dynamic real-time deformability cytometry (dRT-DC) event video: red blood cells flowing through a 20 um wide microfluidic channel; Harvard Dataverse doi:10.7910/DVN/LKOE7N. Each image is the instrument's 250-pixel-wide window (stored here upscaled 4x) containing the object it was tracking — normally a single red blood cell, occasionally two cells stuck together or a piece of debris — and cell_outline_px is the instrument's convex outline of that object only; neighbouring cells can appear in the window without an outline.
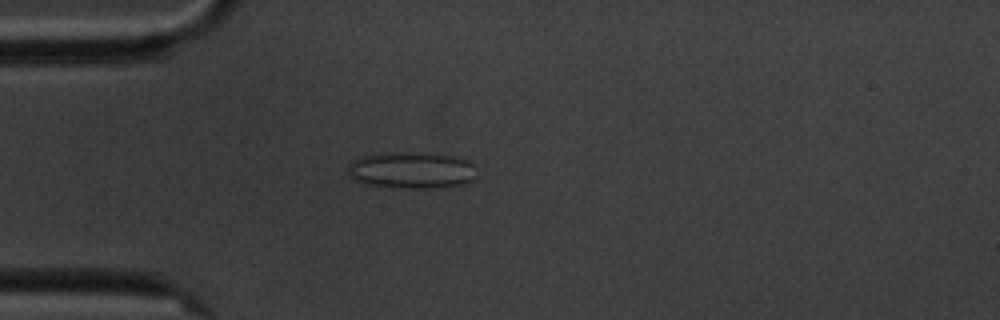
{"species": "common noctule bat (a hibernating species)", "species_latin": "Nyctalus noctula", "temperature_condition": "cold", "stored_images_in_passage": 12, "camera_frame_rate_fps": 3000, "um_per_image_px": 0.085, "animal": {"sex": "male", "body_mass_g": 20.1, "forearm_length_mm": 53.5}, "frame": {"image": 1, "passage_image": 1, "time_ms": 0.0, "image_size_px": [1000, 320], "cell_outline_px": [[472, 180], [468, 184], [436, 188], [408, 188], [364, 184], [356, 180], [348, 172], [348, 164], [364, 156], [408, 152], [452, 156], [468, 160], [472, 164]], "centroid_in_image_um": [35.0, 14.49], "position_along_channel_um": 50.0, "area_um2": 26.76}}
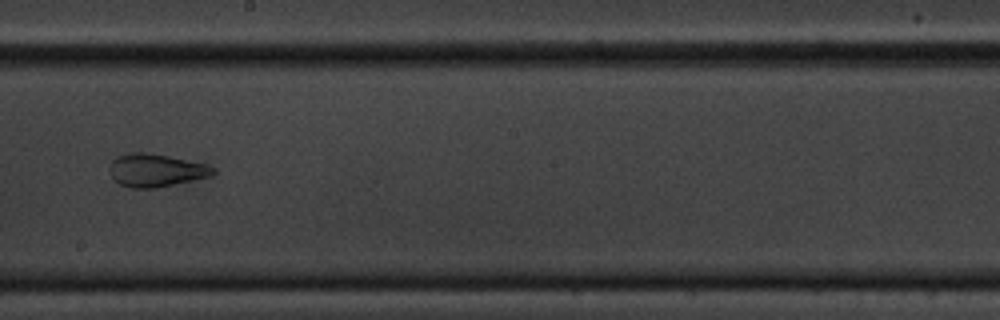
{"frame": {"image": 2, "passage_image": 6, "time_ms": 5.667, "image_size_px": [1000, 320], "cell_outline_px": [[216, 172], [212, 176], [156, 188], [132, 188], [120, 184], [112, 180], [112, 160], [116, 156], [132, 152], [144, 152], [168, 156], [208, 164], [216, 168]], "centroid_in_image_um": [13.3, 14.48], "position_along_channel_um": 234.9, "area_um2": 19.83}}
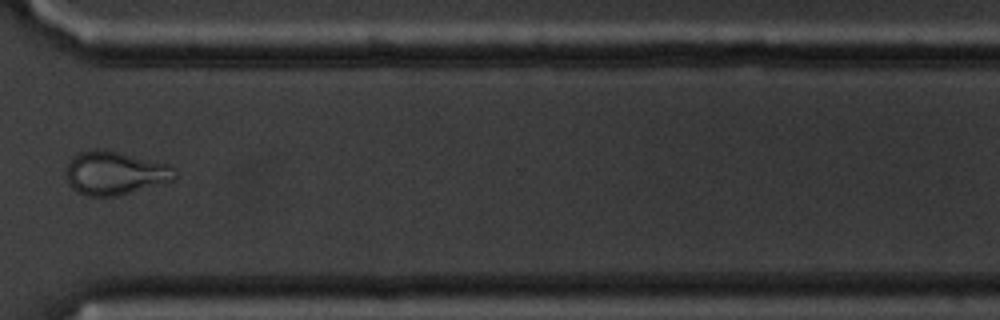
{"frame": {"image": 3, "passage_image": 9, "time_ms": 9.333, "image_size_px": [1000, 320], "cell_outline_px": [[176, 176], [172, 180], [116, 196], [84, 196], [72, 188], [68, 184], [68, 164], [72, 156], [80, 152], [96, 148], [116, 152], [168, 164], [176, 168]], "centroid_in_image_um": [9.75, 14.71], "position_along_channel_um": 360.9, "area_um2": 27.05}, "authors_computed_cell_mechanics": {"area_um2": 21.2993, "velocity_mm_per_s": 3.4411, "shape_relaxation_time_tau1_ms": null, "shape_relaxation_time_tau2_ms": 1.8656, "deformation_change_tau1": null, "deformation_change_tau2": 0.0917}}